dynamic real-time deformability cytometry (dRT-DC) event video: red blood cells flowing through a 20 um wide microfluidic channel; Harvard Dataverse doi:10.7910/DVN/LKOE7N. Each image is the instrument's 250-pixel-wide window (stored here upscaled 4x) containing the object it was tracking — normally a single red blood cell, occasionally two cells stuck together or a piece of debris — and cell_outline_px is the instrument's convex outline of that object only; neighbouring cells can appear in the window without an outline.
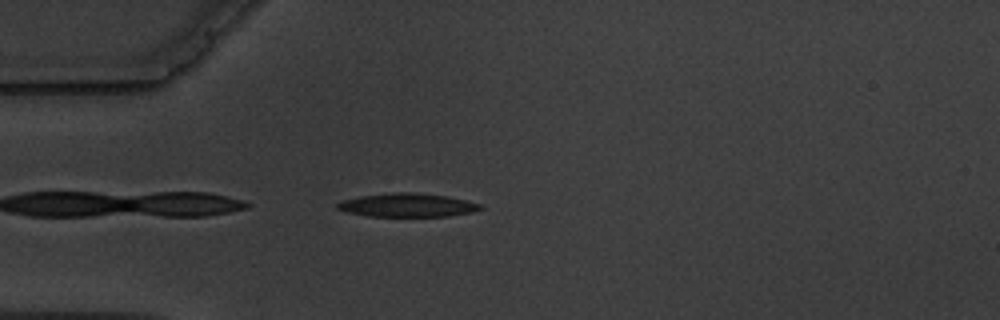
{"species": "common noctule bat (a hibernating species)", "species_latin": "Nyctalus noctula", "temperature_condition": "warm", "stored_images_in_passage": 2, "camera_frame_rate_fps": 3000, "um_per_image_px": 0.085, "animal": {"sex": "male", "body_mass_g": 19.5, "forearm_length_mm": 54.6}, "frame": {"image": 1, "passage_image": 1, "time_ms": 0.0, "image_size_px": [1000, 320], "cell_outline_px": [[484, 208], [472, 212], [448, 216], [368, 216], [348, 212], [336, 208], [336, 204], [344, 200], [360, 196], [392, 192], [412, 192], [448, 196], [480, 204]], "centroid_in_image_um": [34.63, 17.43], "position_along_channel_um": 50.4, "area_um2": 19.48}}